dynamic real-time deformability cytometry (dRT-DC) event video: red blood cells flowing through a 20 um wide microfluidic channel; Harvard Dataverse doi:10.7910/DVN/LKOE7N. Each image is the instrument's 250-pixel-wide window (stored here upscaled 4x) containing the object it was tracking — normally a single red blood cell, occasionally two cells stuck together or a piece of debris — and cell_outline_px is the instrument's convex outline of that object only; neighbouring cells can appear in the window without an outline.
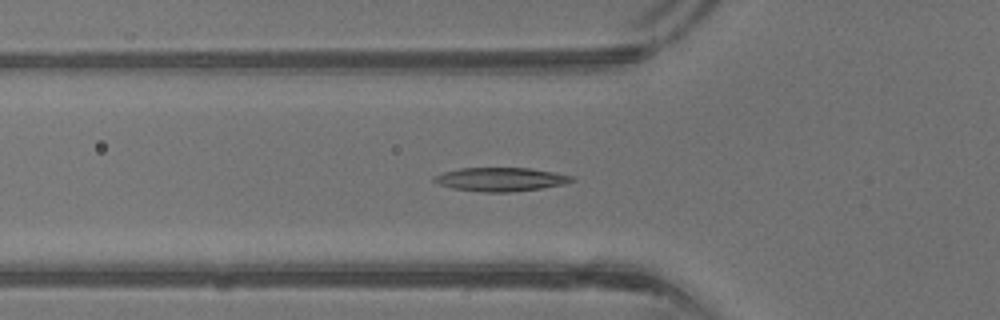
{"species": "common noctule bat (a hibernating species)", "species_latin": "Nyctalus noctula", "temperature_condition": "warm", "stored_images_in_passage": 42, "camera_frame_rate_fps": 3000, "um_per_image_px": 0.085, "animal": {"sex": "male", "body_mass_g": 13.3}, "frame": {"image": 1, "passage_image": 14, "time_ms": 4.333, "image_size_px": [1000, 320], "cell_outline_px": [[576, 180], [564, 184], [540, 188], [512, 192], [484, 192], [452, 188], [440, 184], [432, 180], [432, 176], [444, 172], [460, 168], [532, 168], [572, 176]], "centroid_in_image_um": [42.54, 15.24], "position_along_channel_um": 83.3, "area_um2": 18.9}}
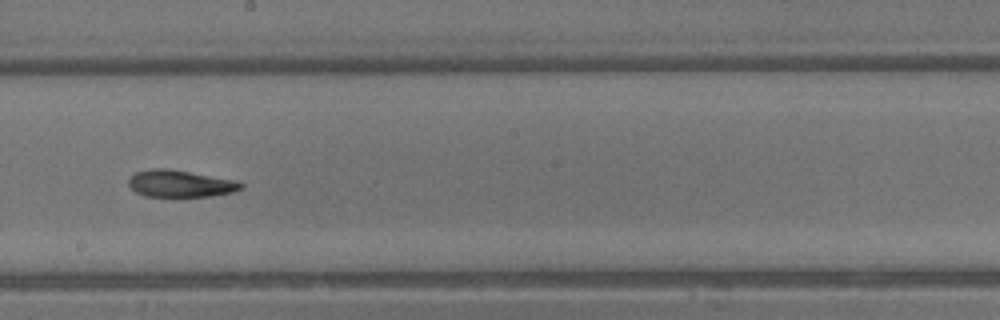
{"frame": {"image": 2, "passage_image": 23, "time_ms": 7.333, "image_size_px": [1000, 320], "cell_outline_px": [[244, 188], [232, 192], [212, 196], [144, 196], [136, 192], [128, 184], [128, 180], [136, 172], [152, 168], [168, 168], [240, 180], [244, 184]], "centroid_in_image_um": [15.39, 15.59], "position_along_channel_um": 232.8, "area_um2": 17.86}}
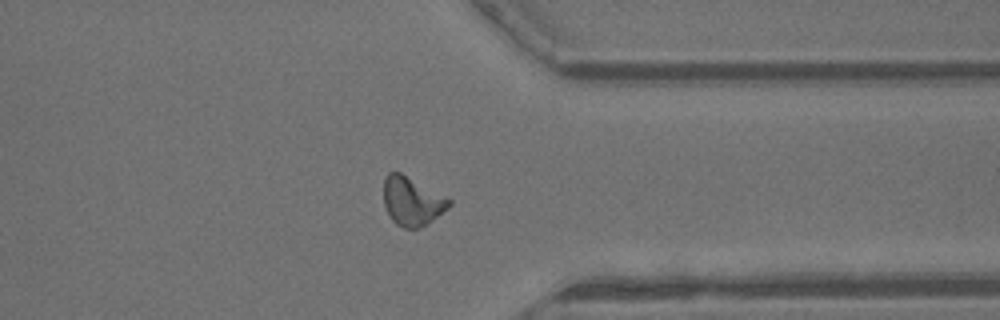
{"frame": {"image": 3, "passage_image": 32, "time_ms": 10.333, "image_size_px": [1000, 320], "cell_outline_px": [[452, 204], [448, 208], [420, 228], [404, 228], [396, 224], [392, 220], [384, 204], [384, 176], [388, 172], [400, 172], [448, 196], [452, 200]], "centroid_in_image_um": [35.04, 17.08], "position_along_channel_um": 376.4, "area_um2": 18.67}, "authors_computed_cell_mechanics": {"area_um2": 18.4093, "velocity_mm_per_s": 4.9593, "shape_relaxation_time_tau1_ms": 5.5328, "shape_relaxation_time_tau2_ms": 2.605, "deformation_change_tau1": 0.199, "deformation_change_tau2": 0.0947}}